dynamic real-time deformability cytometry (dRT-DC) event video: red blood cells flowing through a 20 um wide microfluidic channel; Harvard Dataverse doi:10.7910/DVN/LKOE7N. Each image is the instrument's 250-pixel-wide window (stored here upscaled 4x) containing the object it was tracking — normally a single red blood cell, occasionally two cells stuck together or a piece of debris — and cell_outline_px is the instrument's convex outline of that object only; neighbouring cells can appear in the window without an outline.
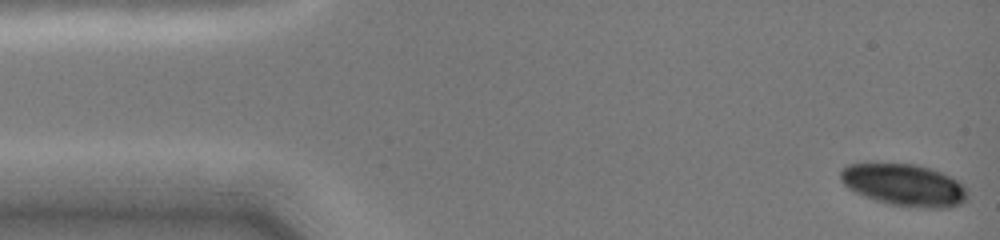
{"species": "common noctule bat (a hibernating species)", "species_latin": "Nyctalus noctula", "temperature_condition": "cold", "stored_images_in_passage": 53, "camera_frame_rate_fps": 3000, "um_per_image_px": 0.085, "animal": {"sex": "female", "body_mass_g": 19.0, "forearm_length_mm": 51.5}, "frame": {"image": 1, "passage_image": 1, "time_ms": 0.0, "image_size_px": [1000, 240], "cell_outline_px": [[968, 200], [960, 204], [948, 208], [916, 208], [888, 204], [864, 196], [848, 188], [840, 180], [840, 172], [848, 164], [916, 164], [932, 168], [964, 184], [968, 188]], "centroid_in_image_um": [76.91, 15.74], "position_along_channel_um": 8.1, "area_um2": 31.27}}
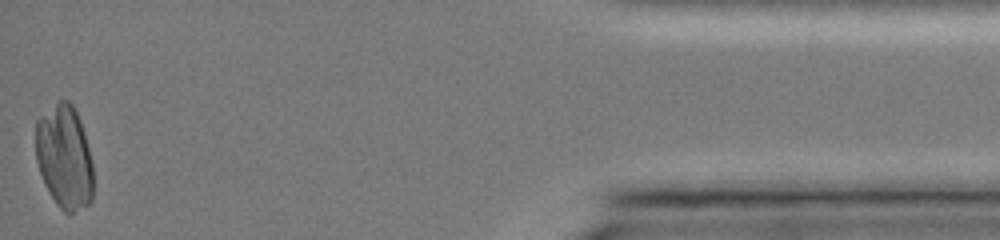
{"frame": {"image": 2, "passage_image": 53, "time_ms": 15.333, "image_size_px": [1000, 240], "cell_outline_px": [[92, 200], [88, 204], [68, 216], [56, 204], [44, 184], [36, 160], [36, 120], [40, 116], [60, 100], [68, 100], [76, 108], [84, 132], [92, 164]], "centroid_in_image_um": [5.47, 13.36], "position_along_channel_um": 429.7, "area_um2": 34.85}}